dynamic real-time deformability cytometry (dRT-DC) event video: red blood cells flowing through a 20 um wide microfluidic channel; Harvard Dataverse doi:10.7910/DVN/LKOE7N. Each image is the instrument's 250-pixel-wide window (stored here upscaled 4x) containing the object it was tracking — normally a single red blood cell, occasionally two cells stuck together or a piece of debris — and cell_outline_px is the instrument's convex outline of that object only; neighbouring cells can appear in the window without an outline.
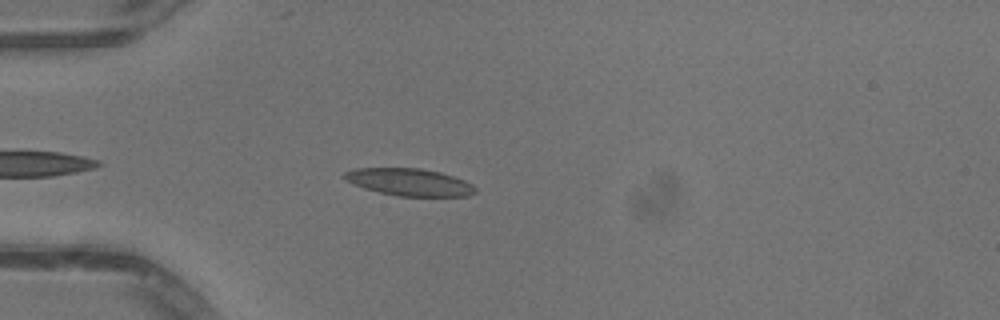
{"species": "common noctule bat (a hibernating species)", "species_latin": "Nyctalus noctula", "temperature_condition": "warm", "stored_images_in_passage": 35, "camera_frame_rate_fps": 3000, "um_per_image_px": 0.085, "animal": {"sex": "male", "body_mass_g": 13.3}, "frame": {"image": 1, "passage_image": 5, "time_ms": 1.333, "image_size_px": [1000, 320], "cell_outline_px": [[476, 192], [468, 196], [400, 196], [380, 192], [364, 188], [340, 176], [344, 172], [352, 168], [420, 168], [440, 172], [464, 180], [472, 184], [476, 188]], "centroid_in_image_um": [34.8, 15.47], "position_along_channel_um": 50.2, "area_um2": 20.69}}
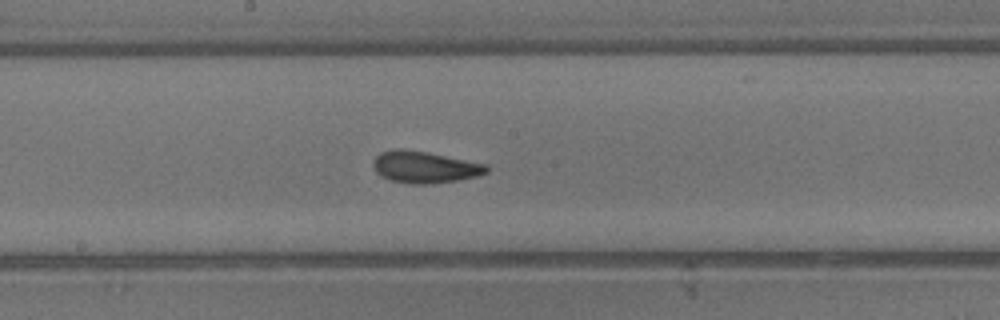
{"frame": {"image": 2, "passage_image": 18, "time_ms": 5.667, "image_size_px": [1000, 320], "cell_outline_px": [[488, 172], [480, 176], [460, 180], [432, 184], [408, 184], [392, 180], [380, 176], [376, 172], [372, 164], [372, 160], [380, 152], [392, 148], [404, 148], [428, 152], [488, 164]], "centroid_in_image_um": [36.1, 14.2], "position_along_channel_um": 212.1, "area_um2": 21.5}}
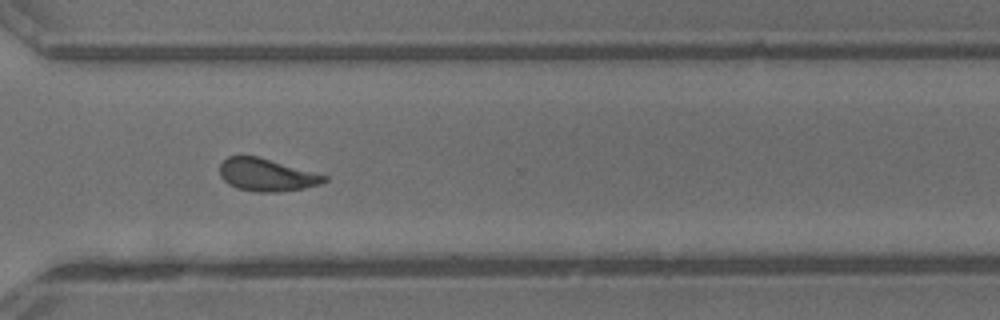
{"frame": {"image": 3, "passage_image": 28, "time_ms": 9.0, "image_size_px": [1000, 320], "cell_outline_px": [[328, 180], [320, 184], [304, 188], [276, 192], [256, 192], [236, 188], [228, 184], [220, 176], [220, 164], [228, 156], [256, 156], [328, 176]], "centroid_in_image_um": [22.64, 14.88], "position_along_channel_um": 348.0, "area_um2": 19.65}, "authors_computed_cell_mechanics": {"area_um2": 20.3456, "velocity_mm_per_s": 4.0897, "shape_relaxation_time_tau1_ms": 3.2952, "shape_relaxation_time_tau2_ms": 0.8859, "deformation_change_tau1": 0.1313, "deformation_change_tau2": 0.0786}}